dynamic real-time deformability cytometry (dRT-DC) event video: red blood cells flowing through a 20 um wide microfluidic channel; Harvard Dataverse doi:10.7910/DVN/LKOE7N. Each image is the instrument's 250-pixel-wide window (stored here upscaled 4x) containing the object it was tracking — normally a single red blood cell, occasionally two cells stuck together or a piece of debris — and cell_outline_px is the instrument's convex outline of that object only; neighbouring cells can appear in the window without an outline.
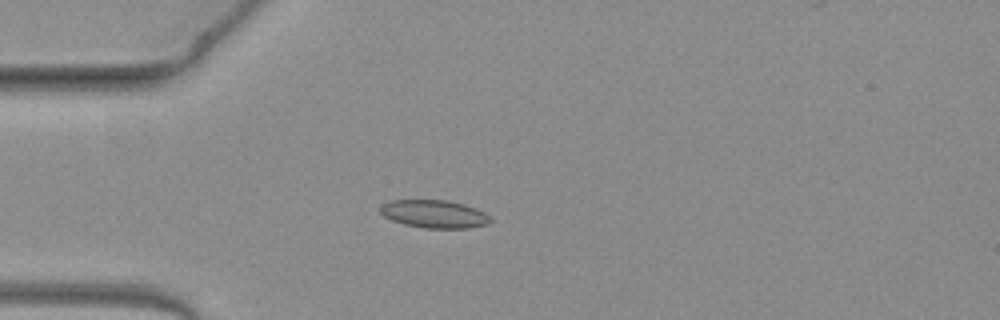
{"species": "common noctule bat (a hibernating species)", "species_latin": "Nyctalus noctula", "temperature_condition": "warm", "stored_images_in_passage": 39, "camera_frame_rate_fps": 3000, "um_per_image_px": 0.085, "animal": {"sex": "female", "body_mass_g": 19.3, "forearm_length_mm": 54.1}, "frame": {"image": 1, "passage_image": 2, "time_ms": 0.333, "image_size_px": [1000, 320], "cell_outline_px": [[492, 220], [488, 224], [468, 228], [424, 228], [404, 224], [392, 220], [384, 216], [380, 212], [380, 208], [384, 204], [392, 200], [448, 200], [464, 204], [484, 212]], "centroid_in_image_um": [36.92, 18.19], "position_along_channel_um": 48.1, "area_um2": 17.8}}
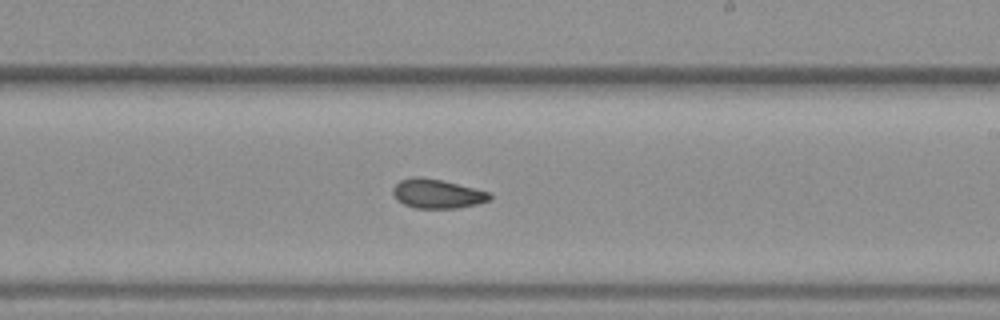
{"frame": {"image": 2, "passage_image": 18, "time_ms": 5.667, "image_size_px": [1000, 320], "cell_outline_px": [[492, 200], [476, 204], [456, 208], [416, 208], [404, 204], [396, 200], [392, 192], [392, 188], [400, 180], [416, 176], [420, 176], [440, 180], [492, 192]], "centroid_in_image_um": [37.17, 16.47], "position_along_channel_um": 251.8, "area_um2": 16.53}}
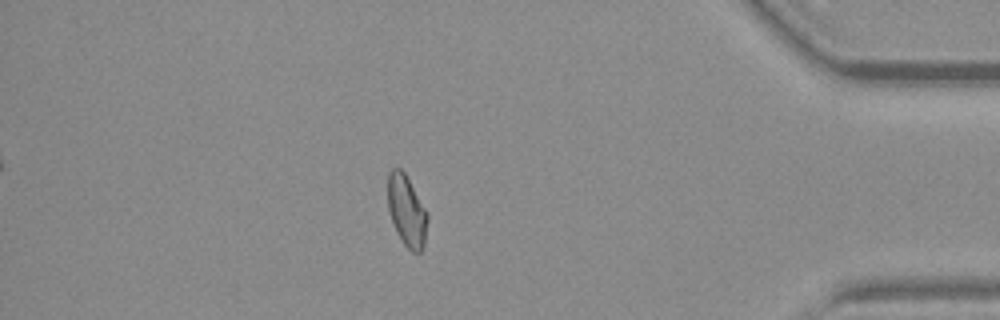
{"frame": {"image": 3, "passage_image": 32, "time_ms": 10.333, "image_size_px": [1000, 320], "cell_outline_px": [[428, 220], [424, 244], [420, 252], [412, 252], [404, 244], [396, 232], [388, 208], [388, 172], [392, 168], [400, 168], [404, 172], [428, 212]], "centroid_in_image_um": [34.57, 17.91], "position_along_channel_um": 400.6, "area_um2": 16.42}, "authors_computed_cell_mechanics": {"area_um2": 16.5308, "velocity_mm_per_s": 4.0801, "shape_relaxation_time_tau1_ms": null, "shape_relaxation_time_tau2_ms": 2.1794, "deformation_change_tau1": null, "deformation_change_tau2": 0.0759}}